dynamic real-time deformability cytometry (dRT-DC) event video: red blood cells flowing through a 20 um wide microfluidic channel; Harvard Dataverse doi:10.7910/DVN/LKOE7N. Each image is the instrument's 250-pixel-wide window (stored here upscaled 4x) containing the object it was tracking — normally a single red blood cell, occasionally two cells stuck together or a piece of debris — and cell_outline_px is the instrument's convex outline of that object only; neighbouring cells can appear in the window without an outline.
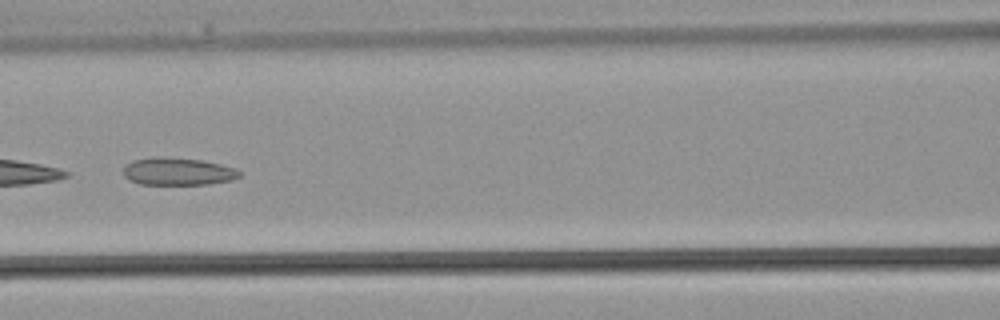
{"species": "common noctule bat (a hibernating species)", "species_latin": "Nyctalus noctula", "temperature_condition": "warm", "stored_images_in_passage": 34, "camera_frame_rate_fps": 3000, "um_per_image_px": 0.085, "animal": {"sex": "male", "body_mass_g": 21.5, "forearm_length_mm": 52.0}, "frame": {"image": 1, "passage_image": 15, "time_ms": 4.667, "image_size_px": [1000, 320], "cell_outline_px": [[244, 172], [240, 176], [232, 180], [208, 184], [140, 184], [128, 180], [124, 176], [124, 168], [132, 160], [160, 156], [204, 160], [236, 168]], "centroid_in_image_um": [15.16, 14.57], "position_along_channel_um": 151.4, "area_um2": 18.79}}